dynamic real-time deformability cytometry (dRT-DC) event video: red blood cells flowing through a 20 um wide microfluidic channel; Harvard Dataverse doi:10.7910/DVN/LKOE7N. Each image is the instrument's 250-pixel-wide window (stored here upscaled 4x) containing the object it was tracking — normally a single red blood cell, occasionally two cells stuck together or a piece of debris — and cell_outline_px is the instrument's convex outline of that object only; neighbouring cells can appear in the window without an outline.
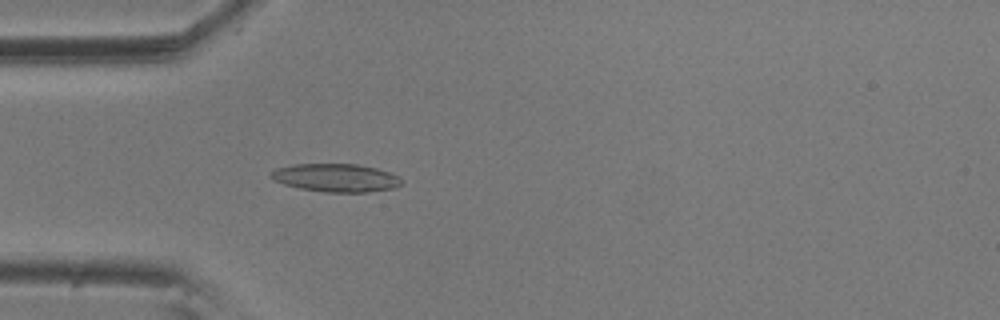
{"species": "common noctule bat (a hibernating species)", "species_latin": "Nyctalus noctula", "temperature_condition": "room temperature", "stored_images_in_passage": 5, "camera_frame_rate_fps": 3000, "um_per_image_px": 0.085, "animal": {"sex": "male", "body_mass_g": 20.5, "forearm_length_mm": 52.5}, "frame": {"image": 1, "passage_image": 5, "time_ms": 1.333, "image_size_px": [1000, 320], "cell_outline_px": [[404, 180], [400, 184], [392, 188], [368, 192], [324, 192], [300, 188], [284, 184], [268, 176], [268, 172], [276, 168], [292, 164], [356, 164], [376, 168], [388, 172]], "centroid_in_image_um": [28.5, 15.1], "position_along_channel_um": 56.5, "area_um2": 21.33}}